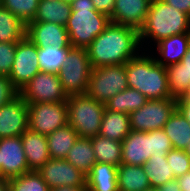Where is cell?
Segmentation results:
<instances>
[{
  "mask_svg": "<svg viewBox=\"0 0 190 191\" xmlns=\"http://www.w3.org/2000/svg\"><path fill=\"white\" fill-rule=\"evenodd\" d=\"M140 45L137 29L110 22L86 50L92 68H98L126 64Z\"/></svg>",
  "mask_w": 190,
  "mask_h": 191,
  "instance_id": "6da1fadb",
  "label": "cell"
},
{
  "mask_svg": "<svg viewBox=\"0 0 190 191\" xmlns=\"http://www.w3.org/2000/svg\"><path fill=\"white\" fill-rule=\"evenodd\" d=\"M125 69L128 87L141 92L148 100L171 98L166 68L154 56L137 54L125 64Z\"/></svg>",
  "mask_w": 190,
  "mask_h": 191,
  "instance_id": "7a4b0ae2",
  "label": "cell"
},
{
  "mask_svg": "<svg viewBox=\"0 0 190 191\" xmlns=\"http://www.w3.org/2000/svg\"><path fill=\"white\" fill-rule=\"evenodd\" d=\"M183 33H190V16L162 0L151 1L146 21L139 30L140 44L145 39L151 38L157 43Z\"/></svg>",
  "mask_w": 190,
  "mask_h": 191,
  "instance_id": "3957f363",
  "label": "cell"
},
{
  "mask_svg": "<svg viewBox=\"0 0 190 191\" xmlns=\"http://www.w3.org/2000/svg\"><path fill=\"white\" fill-rule=\"evenodd\" d=\"M71 14L65 28L70 45L86 49L110 23V17L98 12L92 0H73Z\"/></svg>",
  "mask_w": 190,
  "mask_h": 191,
  "instance_id": "277c9868",
  "label": "cell"
},
{
  "mask_svg": "<svg viewBox=\"0 0 190 191\" xmlns=\"http://www.w3.org/2000/svg\"><path fill=\"white\" fill-rule=\"evenodd\" d=\"M67 106L68 124L79 137L92 138L99 135L105 104L82 94L68 97Z\"/></svg>",
  "mask_w": 190,
  "mask_h": 191,
  "instance_id": "5b68a950",
  "label": "cell"
},
{
  "mask_svg": "<svg viewBox=\"0 0 190 191\" xmlns=\"http://www.w3.org/2000/svg\"><path fill=\"white\" fill-rule=\"evenodd\" d=\"M92 66L84 48L71 47L58 76L67 97L86 94Z\"/></svg>",
  "mask_w": 190,
  "mask_h": 191,
  "instance_id": "8992f818",
  "label": "cell"
},
{
  "mask_svg": "<svg viewBox=\"0 0 190 191\" xmlns=\"http://www.w3.org/2000/svg\"><path fill=\"white\" fill-rule=\"evenodd\" d=\"M128 88L125 64L92 68L86 94L106 104L117 93Z\"/></svg>",
  "mask_w": 190,
  "mask_h": 191,
  "instance_id": "52a82bcc",
  "label": "cell"
},
{
  "mask_svg": "<svg viewBox=\"0 0 190 191\" xmlns=\"http://www.w3.org/2000/svg\"><path fill=\"white\" fill-rule=\"evenodd\" d=\"M68 124L67 101L28 103V129L43 134H51Z\"/></svg>",
  "mask_w": 190,
  "mask_h": 191,
  "instance_id": "ba28073f",
  "label": "cell"
},
{
  "mask_svg": "<svg viewBox=\"0 0 190 191\" xmlns=\"http://www.w3.org/2000/svg\"><path fill=\"white\" fill-rule=\"evenodd\" d=\"M177 109V99L148 100L140 109L129 114L131 130L149 132L162 129Z\"/></svg>",
  "mask_w": 190,
  "mask_h": 191,
  "instance_id": "9c48e42d",
  "label": "cell"
},
{
  "mask_svg": "<svg viewBox=\"0 0 190 191\" xmlns=\"http://www.w3.org/2000/svg\"><path fill=\"white\" fill-rule=\"evenodd\" d=\"M27 103L67 101L58 73L40 71L19 92Z\"/></svg>",
  "mask_w": 190,
  "mask_h": 191,
  "instance_id": "30bf717a",
  "label": "cell"
},
{
  "mask_svg": "<svg viewBox=\"0 0 190 191\" xmlns=\"http://www.w3.org/2000/svg\"><path fill=\"white\" fill-rule=\"evenodd\" d=\"M38 47L26 36L16 44L15 57L9 78L20 92L40 70Z\"/></svg>",
  "mask_w": 190,
  "mask_h": 191,
  "instance_id": "8fae6325",
  "label": "cell"
},
{
  "mask_svg": "<svg viewBox=\"0 0 190 191\" xmlns=\"http://www.w3.org/2000/svg\"><path fill=\"white\" fill-rule=\"evenodd\" d=\"M37 172L50 189L86 186V175L65 159H49Z\"/></svg>",
  "mask_w": 190,
  "mask_h": 191,
  "instance_id": "7c38bea8",
  "label": "cell"
},
{
  "mask_svg": "<svg viewBox=\"0 0 190 191\" xmlns=\"http://www.w3.org/2000/svg\"><path fill=\"white\" fill-rule=\"evenodd\" d=\"M27 172L21 136L0 138V177L9 180Z\"/></svg>",
  "mask_w": 190,
  "mask_h": 191,
  "instance_id": "4fadbf2b",
  "label": "cell"
},
{
  "mask_svg": "<svg viewBox=\"0 0 190 191\" xmlns=\"http://www.w3.org/2000/svg\"><path fill=\"white\" fill-rule=\"evenodd\" d=\"M28 129V103L18 95L0 106V138L21 136Z\"/></svg>",
  "mask_w": 190,
  "mask_h": 191,
  "instance_id": "5bb4252c",
  "label": "cell"
},
{
  "mask_svg": "<svg viewBox=\"0 0 190 191\" xmlns=\"http://www.w3.org/2000/svg\"><path fill=\"white\" fill-rule=\"evenodd\" d=\"M25 36L38 48H45L47 46L72 47L65 26L50 22L27 23Z\"/></svg>",
  "mask_w": 190,
  "mask_h": 191,
  "instance_id": "9a60e30c",
  "label": "cell"
},
{
  "mask_svg": "<svg viewBox=\"0 0 190 191\" xmlns=\"http://www.w3.org/2000/svg\"><path fill=\"white\" fill-rule=\"evenodd\" d=\"M150 3V0H115L110 22L139 31L146 21Z\"/></svg>",
  "mask_w": 190,
  "mask_h": 191,
  "instance_id": "2e32d148",
  "label": "cell"
},
{
  "mask_svg": "<svg viewBox=\"0 0 190 191\" xmlns=\"http://www.w3.org/2000/svg\"><path fill=\"white\" fill-rule=\"evenodd\" d=\"M151 131L131 130L122 141V163L143 166L151 157Z\"/></svg>",
  "mask_w": 190,
  "mask_h": 191,
  "instance_id": "e0dca14e",
  "label": "cell"
},
{
  "mask_svg": "<svg viewBox=\"0 0 190 191\" xmlns=\"http://www.w3.org/2000/svg\"><path fill=\"white\" fill-rule=\"evenodd\" d=\"M21 140L29 171L39 170L51 159L45 135L27 129L21 134Z\"/></svg>",
  "mask_w": 190,
  "mask_h": 191,
  "instance_id": "ac0fdd59",
  "label": "cell"
},
{
  "mask_svg": "<svg viewBox=\"0 0 190 191\" xmlns=\"http://www.w3.org/2000/svg\"><path fill=\"white\" fill-rule=\"evenodd\" d=\"M190 45V33H183L164 38L157 42V51L163 58H155L164 67L181 62Z\"/></svg>",
  "mask_w": 190,
  "mask_h": 191,
  "instance_id": "d6986e66",
  "label": "cell"
},
{
  "mask_svg": "<svg viewBox=\"0 0 190 191\" xmlns=\"http://www.w3.org/2000/svg\"><path fill=\"white\" fill-rule=\"evenodd\" d=\"M117 177V166L97 162L86 176L87 191H119Z\"/></svg>",
  "mask_w": 190,
  "mask_h": 191,
  "instance_id": "ffe728a7",
  "label": "cell"
},
{
  "mask_svg": "<svg viewBox=\"0 0 190 191\" xmlns=\"http://www.w3.org/2000/svg\"><path fill=\"white\" fill-rule=\"evenodd\" d=\"M65 160L87 176L97 163L91 138L78 137L68 151Z\"/></svg>",
  "mask_w": 190,
  "mask_h": 191,
  "instance_id": "44dd1931",
  "label": "cell"
},
{
  "mask_svg": "<svg viewBox=\"0 0 190 191\" xmlns=\"http://www.w3.org/2000/svg\"><path fill=\"white\" fill-rule=\"evenodd\" d=\"M71 4L62 0H40L31 22H50L65 26L71 14Z\"/></svg>",
  "mask_w": 190,
  "mask_h": 191,
  "instance_id": "7402d4cb",
  "label": "cell"
},
{
  "mask_svg": "<svg viewBox=\"0 0 190 191\" xmlns=\"http://www.w3.org/2000/svg\"><path fill=\"white\" fill-rule=\"evenodd\" d=\"M130 131L131 123L128 114L105 109L99 135L122 142Z\"/></svg>",
  "mask_w": 190,
  "mask_h": 191,
  "instance_id": "603a6c76",
  "label": "cell"
},
{
  "mask_svg": "<svg viewBox=\"0 0 190 191\" xmlns=\"http://www.w3.org/2000/svg\"><path fill=\"white\" fill-rule=\"evenodd\" d=\"M117 183L119 191H144L151 187L143 166L124 163L118 166Z\"/></svg>",
  "mask_w": 190,
  "mask_h": 191,
  "instance_id": "cb8c5ba5",
  "label": "cell"
},
{
  "mask_svg": "<svg viewBox=\"0 0 190 191\" xmlns=\"http://www.w3.org/2000/svg\"><path fill=\"white\" fill-rule=\"evenodd\" d=\"M78 137L75 129L69 124L47 135L46 139L51 159H65Z\"/></svg>",
  "mask_w": 190,
  "mask_h": 191,
  "instance_id": "d4e9b609",
  "label": "cell"
},
{
  "mask_svg": "<svg viewBox=\"0 0 190 191\" xmlns=\"http://www.w3.org/2000/svg\"><path fill=\"white\" fill-rule=\"evenodd\" d=\"M162 129L169 137L174 149L184 150L189 144L190 123L177 109Z\"/></svg>",
  "mask_w": 190,
  "mask_h": 191,
  "instance_id": "484cf974",
  "label": "cell"
},
{
  "mask_svg": "<svg viewBox=\"0 0 190 191\" xmlns=\"http://www.w3.org/2000/svg\"><path fill=\"white\" fill-rule=\"evenodd\" d=\"M92 148L97 162L119 166L122 163V142L97 135L91 138Z\"/></svg>",
  "mask_w": 190,
  "mask_h": 191,
  "instance_id": "4316f807",
  "label": "cell"
},
{
  "mask_svg": "<svg viewBox=\"0 0 190 191\" xmlns=\"http://www.w3.org/2000/svg\"><path fill=\"white\" fill-rule=\"evenodd\" d=\"M148 101L141 92L133 88H126L117 93L106 104V108L111 111L130 114L140 109Z\"/></svg>",
  "mask_w": 190,
  "mask_h": 191,
  "instance_id": "83f0119b",
  "label": "cell"
},
{
  "mask_svg": "<svg viewBox=\"0 0 190 191\" xmlns=\"http://www.w3.org/2000/svg\"><path fill=\"white\" fill-rule=\"evenodd\" d=\"M25 33L26 24L0 4V42H19Z\"/></svg>",
  "mask_w": 190,
  "mask_h": 191,
  "instance_id": "f1b7e54d",
  "label": "cell"
},
{
  "mask_svg": "<svg viewBox=\"0 0 190 191\" xmlns=\"http://www.w3.org/2000/svg\"><path fill=\"white\" fill-rule=\"evenodd\" d=\"M151 187L158 188L166 182L174 180V172L167 162L166 156H151L143 165Z\"/></svg>",
  "mask_w": 190,
  "mask_h": 191,
  "instance_id": "f546056e",
  "label": "cell"
},
{
  "mask_svg": "<svg viewBox=\"0 0 190 191\" xmlns=\"http://www.w3.org/2000/svg\"><path fill=\"white\" fill-rule=\"evenodd\" d=\"M69 49L58 46L38 48L40 70L49 73H58L66 61Z\"/></svg>",
  "mask_w": 190,
  "mask_h": 191,
  "instance_id": "4dcf8cb0",
  "label": "cell"
},
{
  "mask_svg": "<svg viewBox=\"0 0 190 191\" xmlns=\"http://www.w3.org/2000/svg\"><path fill=\"white\" fill-rule=\"evenodd\" d=\"M9 191H51L37 171H30L8 180Z\"/></svg>",
  "mask_w": 190,
  "mask_h": 191,
  "instance_id": "1f68e13d",
  "label": "cell"
},
{
  "mask_svg": "<svg viewBox=\"0 0 190 191\" xmlns=\"http://www.w3.org/2000/svg\"><path fill=\"white\" fill-rule=\"evenodd\" d=\"M165 68L171 98L180 99L187 89V73L184 65L179 62Z\"/></svg>",
  "mask_w": 190,
  "mask_h": 191,
  "instance_id": "d6a6232c",
  "label": "cell"
},
{
  "mask_svg": "<svg viewBox=\"0 0 190 191\" xmlns=\"http://www.w3.org/2000/svg\"><path fill=\"white\" fill-rule=\"evenodd\" d=\"M39 1L40 0H0V4L27 24L34 19Z\"/></svg>",
  "mask_w": 190,
  "mask_h": 191,
  "instance_id": "836d02e7",
  "label": "cell"
},
{
  "mask_svg": "<svg viewBox=\"0 0 190 191\" xmlns=\"http://www.w3.org/2000/svg\"><path fill=\"white\" fill-rule=\"evenodd\" d=\"M166 159L175 179L190 171V157L184 150L173 148L166 155Z\"/></svg>",
  "mask_w": 190,
  "mask_h": 191,
  "instance_id": "e575fe53",
  "label": "cell"
},
{
  "mask_svg": "<svg viewBox=\"0 0 190 191\" xmlns=\"http://www.w3.org/2000/svg\"><path fill=\"white\" fill-rule=\"evenodd\" d=\"M171 149L172 143L163 129L151 131V156H166Z\"/></svg>",
  "mask_w": 190,
  "mask_h": 191,
  "instance_id": "d590c367",
  "label": "cell"
},
{
  "mask_svg": "<svg viewBox=\"0 0 190 191\" xmlns=\"http://www.w3.org/2000/svg\"><path fill=\"white\" fill-rule=\"evenodd\" d=\"M17 42H0V75L9 76L15 57Z\"/></svg>",
  "mask_w": 190,
  "mask_h": 191,
  "instance_id": "8d00e7d4",
  "label": "cell"
},
{
  "mask_svg": "<svg viewBox=\"0 0 190 191\" xmlns=\"http://www.w3.org/2000/svg\"><path fill=\"white\" fill-rule=\"evenodd\" d=\"M19 95V91L13 86L7 75H0V106L9 103Z\"/></svg>",
  "mask_w": 190,
  "mask_h": 191,
  "instance_id": "74e56055",
  "label": "cell"
},
{
  "mask_svg": "<svg viewBox=\"0 0 190 191\" xmlns=\"http://www.w3.org/2000/svg\"><path fill=\"white\" fill-rule=\"evenodd\" d=\"M92 2L98 12H101L103 14H106L108 17H111L115 0H92Z\"/></svg>",
  "mask_w": 190,
  "mask_h": 191,
  "instance_id": "f35d334b",
  "label": "cell"
},
{
  "mask_svg": "<svg viewBox=\"0 0 190 191\" xmlns=\"http://www.w3.org/2000/svg\"><path fill=\"white\" fill-rule=\"evenodd\" d=\"M162 1L190 16V0H162Z\"/></svg>",
  "mask_w": 190,
  "mask_h": 191,
  "instance_id": "ab89813d",
  "label": "cell"
},
{
  "mask_svg": "<svg viewBox=\"0 0 190 191\" xmlns=\"http://www.w3.org/2000/svg\"><path fill=\"white\" fill-rule=\"evenodd\" d=\"M177 110L190 123V100H180V99H177Z\"/></svg>",
  "mask_w": 190,
  "mask_h": 191,
  "instance_id": "60d3db41",
  "label": "cell"
},
{
  "mask_svg": "<svg viewBox=\"0 0 190 191\" xmlns=\"http://www.w3.org/2000/svg\"><path fill=\"white\" fill-rule=\"evenodd\" d=\"M181 191H190V171L176 178Z\"/></svg>",
  "mask_w": 190,
  "mask_h": 191,
  "instance_id": "b9f144b4",
  "label": "cell"
},
{
  "mask_svg": "<svg viewBox=\"0 0 190 191\" xmlns=\"http://www.w3.org/2000/svg\"><path fill=\"white\" fill-rule=\"evenodd\" d=\"M159 191H181L177 179L166 182L157 188Z\"/></svg>",
  "mask_w": 190,
  "mask_h": 191,
  "instance_id": "7bdbcfd3",
  "label": "cell"
},
{
  "mask_svg": "<svg viewBox=\"0 0 190 191\" xmlns=\"http://www.w3.org/2000/svg\"><path fill=\"white\" fill-rule=\"evenodd\" d=\"M181 63L184 65V68L187 73V87L190 85V45L187 49L186 54L183 56Z\"/></svg>",
  "mask_w": 190,
  "mask_h": 191,
  "instance_id": "ee69618b",
  "label": "cell"
},
{
  "mask_svg": "<svg viewBox=\"0 0 190 191\" xmlns=\"http://www.w3.org/2000/svg\"><path fill=\"white\" fill-rule=\"evenodd\" d=\"M51 191H87V188L86 186H78V187L60 186L51 189Z\"/></svg>",
  "mask_w": 190,
  "mask_h": 191,
  "instance_id": "f6af8a7d",
  "label": "cell"
},
{
  "mask_svg": "<svg viewBox=\"0 0 190 191\" xmlns=\"http://www.w3.org/2000/svg\"><path fill=\"white\" fill-rule=\"evenodd\" d=\"M0 191H9L8 179L0 177Z\"/></svg>",
  "mask_w": 190,
  "mask_h": 191,
  "instance_id": "bcb514c9",
  "label": "cell"
},
{
  "mask_svg": "<svg viewBox=\"0 0 190 191\" xmlns=\"http://www.w3.org/2000/svg\"><path fill=\"white\" fill-rule=\"evenodd\" d=\"M180 100H190V85L187 87L184 95L180 98Z\"/></svg>",
  "mask_w": 190,
  "mask_h": 191,
  "instance_id": "7dc6e473",
  "label": "cell"
},
{
  "mask_svg": "<svg viewBox=\"0 0 190 191\" xmlns=\"http://www.w3.org/2000/svg\"><path fill=\"white\" fill-rule=\"evenodd\" d=\"M185 153L190 157V142L189 144L186 146V148L184 149Z\"/></svg>",
  "mask_w": 190,
  "mask_h": 191,
  "instance_id": "c3c4849f",
  "label": "cell"
},
{
  "mask_svg": "<svg viewBox=\"0 0 190 191\" xmlns=\"http://www.w3.org/2000/svg\"><path fill=\"white\" fill-rule=\"evenodd\" d=\"M144 191H159L157 188L150 187L148 189H145Z\"/></svg>",
  "mask_w": 190,
  "mask_h": 191,
  "instance_id": "681fc988",
  "label": "cell"
},
{
  "mask_svg": "<svg viewBox=\"0 0 190 191\" xmlns=\"http://www.w3.org/2000/svg\"><path fill=\"white\" fill-rule=\"evenodd\" d=\"M63 2L69 3L71 4L73 2V0H62Z\"/></svg>",
  "mask_w": 190,
  "mask_h": 191,
  "instance_id": "f907efd6",
  "label": "cell"
}]
</instances>
